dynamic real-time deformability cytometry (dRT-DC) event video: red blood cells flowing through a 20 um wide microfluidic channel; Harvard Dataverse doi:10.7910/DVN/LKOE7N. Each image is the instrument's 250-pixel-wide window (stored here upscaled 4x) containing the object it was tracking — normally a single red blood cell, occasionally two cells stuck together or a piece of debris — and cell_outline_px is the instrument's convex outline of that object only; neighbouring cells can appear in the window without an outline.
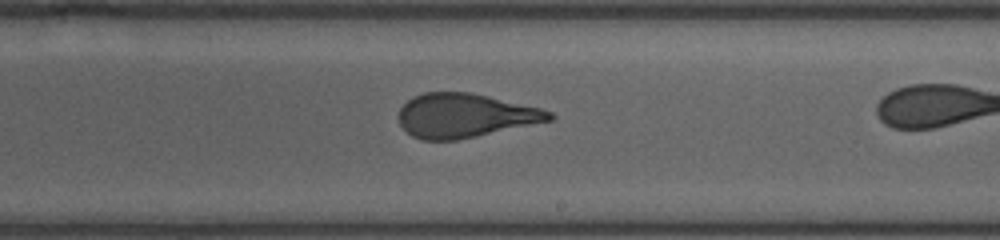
{"species": "human", "species_latin": "Homo sapiens", "temperature_condition": "room temperature", "stored_images_in_passage": 22, "camera_frame_rate_fps": 3000, "um_per_image_px": 0.085, "donor": {"sex": "female"}, "frame": {"image": 1, "passage_image": 13, "time_ms": 6.0, "image_size_px": [1000, 240], "cell_outline_px": [[556, 116], [552, 120], [476, 136], [456, 140], [424, 140], [412, 136], [400, 124], [396, 116], [400, 108], [412, 96], [424, 92], [472, 92], [540, 108], [552, 112]], "centroid_in_image_um": [39.49, 9.81], "position_along_channel_um": 249.5, "area_um2": 38.61}}